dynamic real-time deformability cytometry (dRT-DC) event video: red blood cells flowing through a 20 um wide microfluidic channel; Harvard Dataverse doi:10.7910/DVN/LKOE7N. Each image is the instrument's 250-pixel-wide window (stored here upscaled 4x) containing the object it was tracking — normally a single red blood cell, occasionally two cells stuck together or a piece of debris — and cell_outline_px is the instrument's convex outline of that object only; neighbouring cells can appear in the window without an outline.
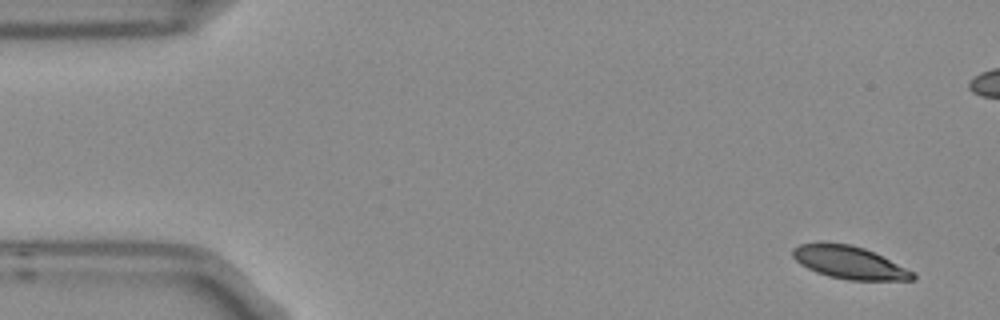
{"species": "Egyptian fruit bat (a non-hibernating species)", "species_latin": "Rousettus aegyptiacus", "temperature_condition": "room temperature", "stored_images_in_passage": 7, "camera_frame_rate_fps": 3000, "um_per_image_px": 0.085, "frame": {"image": 1, "passage_image": 1, "time_ms": 0.0, "image_size_px": [1000, 320], "cell_outline_px": [[916, 280], [848, 280], [828, 276], [816, 272], [800, 264], [792, 256], [792, 248], [800, 244], [848, 244], [864, 248], [916, 272]], "centroid_in_image_um": [72.23, 22.34], "position_along_channel_um": 12.8, "area_um2": 22.54}}